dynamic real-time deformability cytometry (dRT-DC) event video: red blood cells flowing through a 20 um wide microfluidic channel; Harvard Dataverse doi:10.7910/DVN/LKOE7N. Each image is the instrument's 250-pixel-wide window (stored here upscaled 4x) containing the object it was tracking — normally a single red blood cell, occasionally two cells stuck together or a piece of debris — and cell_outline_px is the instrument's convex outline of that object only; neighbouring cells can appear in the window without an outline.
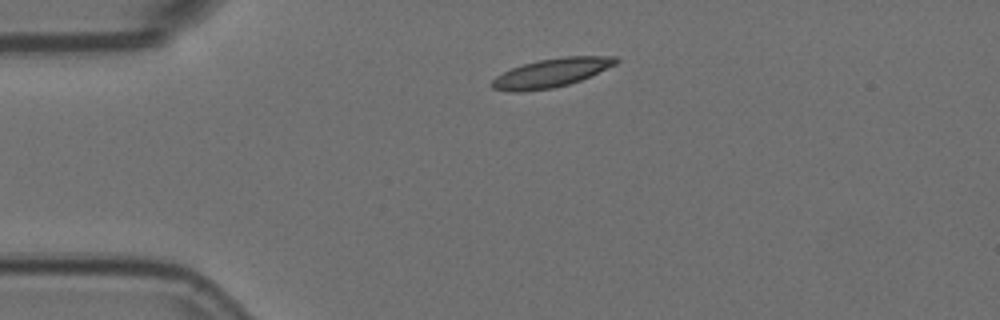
{"species": "Egyptian fruit bat (a non-hibernating species)", "species_latin": "Rousettus aegyptiacus", "temperature_condition": "room temperature", "stored_images_in_passage": 2, "camera_frame_rate_fps": 3000, "um_per_image_px": 0.085, "animal": {"sex": "female"}, "frame": {"image": 1, "passage_image": 1, "time_ms": 0.0, "image_size_px": [1000, 320], "cell_outline_px": [[620, 60], [616, 64], [580, 80], [568, 84], [552, 88], [524, 92], [512, 92], [492, 88], [488, 84], [496, 76], [512, 68], [524, 64], [540, 60], [564, 56], [616, 56]], "centroid_in_image_um": [46.84, 6.2], "position_along_channel_um": 38.2, "area_um2": 20.63}}